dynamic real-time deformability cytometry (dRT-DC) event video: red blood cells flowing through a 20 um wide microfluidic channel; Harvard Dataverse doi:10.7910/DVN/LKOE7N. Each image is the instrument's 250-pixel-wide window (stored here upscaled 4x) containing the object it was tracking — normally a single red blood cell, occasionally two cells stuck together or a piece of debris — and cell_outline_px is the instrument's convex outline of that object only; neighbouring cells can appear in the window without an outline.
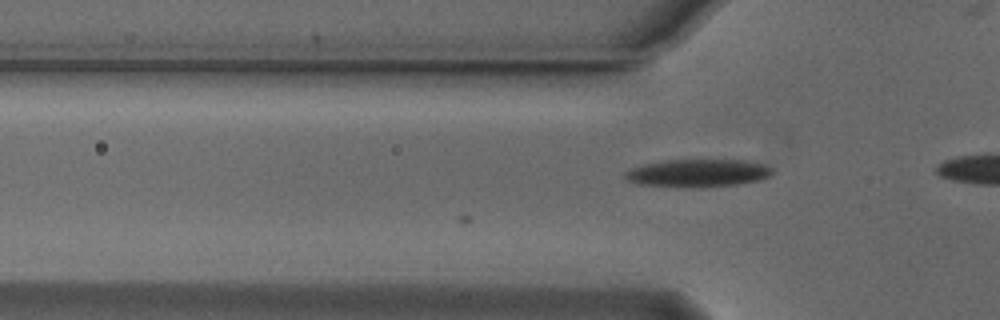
{"species": "Egyptian fruit bat (a non-hibernating species)", "species_latin": "Rousettus aegyptiacus", "temperature_condition": "cold", "stored_images_in_passage": 3, "camera_frame_rate_fps": 3000, "um_per_image_px": 0.085, "animal": {"sex": "male"}, "frame": {"image": 1, "passage_image": 3, "time_ms": 0.667, "image_size_px": [1000, 320], "cell_outline_px": [[772, 172], [768, 176], [760, 180], [736, 184], [700, 188], [696, 188], [636, 184], [628, 180], [624, 176], [624, 172], [632, 168], [644, 164], [664, 160], [744, 160], [764, 164], [772, 168]], "centroid_in_image_um": [59.3, 14.71], "position_along_channel_um": 66.5, "area_um2": 23.87}}